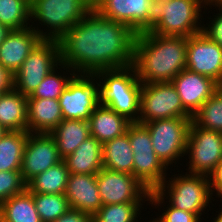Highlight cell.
I'll return each instance as SVG.
<instances>
[{
	"label": "cell",
	"instance_id": "9",
	"mask_svg": "<svg viewBox=\"0 0 222 222\" xmlns=\"http://www.w3.org/2000/svg\"><path fill=\"white\" fill-rule=\"evenodd\" d=\"M60 63L57 40L42 39L13 75V88L26 97L31 96L43 79Z\"/></svg>",
	"mask_w": 222,
	"mask_h": 222
},
{
	"label": "cell",
	"instance_id": "5",
	"mask_svg": "<svg viewBox=\"0 0 222 222\" xmlns=\"http://www.w3.org/2000/svg\"><path fill=\"white\" fill-rule=\"evenodd\" d=\"M90 10L91 8L84 0H32L30 22L33 25L30 26L42 39L58 40L81 21ZM36 21L39 22L37 26L34 23Z\"/></svg>",
	"mask_w": 222,
	"mask_h": 222
},
{
	"label": "cell",
	"instance_id": "36",
	"mask_svg": "<svg viewBox=\"0 0 222 222\" xmlns=\"http://www.w3.org/2000/svg\"><path fill=\"white\" fill-rule=\"evenodd\" d=\"M207 5H209V9L212 8V5L219 10L218 13L213 14V18L209 21V23L206 25L203 23L204 26H202V32L212 41L216 42L222 47V3L220 1H210L207 2Z\"/></svg>",
	"mask_w": 222,
	"mask_h": 222
},
{
	"label": "cell",
	"instance_id": "2",
	"mask_svg": "<svg viewBox=\"0 0 222 222\" xmlns=\"http://www.w3.org/2000/svg\"><path fill=\"white\" fill-rule=\"evenodd\" d=\"M187 37L142 32L136 35L133 66L142 83L171 82L186 68Z\"/></svg>",
	"mask_w": 222,
	"mask_h": 222
},
{
	"label": "cell",
	"instance_id": "13",
	"mask_svg": "<svg viewBox=\"0 0 222 222\" xmlns=\"http://www.w3.org/2000/svg\"><path fill=\"white\" fill-rule=\"evenodd\" d=\"M96 178L103 205L149 201L150 191L131 174L102 168Z\"/></svg>",
	"mask_w": 222,
	"mask_h": 222
},
{
	"label": "cell",
	"instance_id": "21",
	"mask_svg": "<svg viewBox=\"0 0 222 222\" xmlns=\"http://www.w3.org/2000/svg\"><path fill=\"white\" fill-rule=\"evenodd\" d=\"M102 150L103 144L90 135L63 161L70 174L96 175L103 168Z\"/></svg>",
	"mask_w": 222,
	"mask_h": 222
},
{
	"label": "cell",
	"instance_id": "27",
	"mask_svg": "<svg viewBox=\"0 0 222 222\" xmlns=\"http://www.w3.org/2000/svg\"><path fill=\"white\" fill-rule=\"evenodd\" d=\"M28 131H7L0 139V172L21 171Z\"/></svg>",
	"mask_w": 222,
	"mask_h": 222
},
{
	"label": "cell",
	"instance_id": "26",
	"mask_svg": "<svg viewBox=\"0 0 222 222\" xmlns=\"http://www.w3.org/2000/svg\"><path fill=\"white\" fill-rule=\"evenodd\" d=\"M1 217L2 222H42L27 188L1 204Z\"/></svg>",
	"mask_w": 222,
	"mask_h": 222
},
{
	"label": "cell",
	"instance_id": "19",
	"mask_svg": "<svg viewBox=\"0 0 222 222\" xmlns=\"http://www.w3.org/2000/svg\"><path fill=\"white\" fill-rule=\"evenodd\" d=\"M65 196L70 208L91 215L103 206L93 174H69Z\"/></svg>",
	"mask_w": 222,
	"mask_h": 222
},
{
	"label": "cell",
	"instance_id": "33",
	"mask_svg": "<svg viewBox=\"0 0 222 222\" xmlns=\"http://www.w3.org/2000/svg\"><path fill=\"white\" fill-rule=\"evenodd\" d=\"M32 195L42 222H54L70 208L65 194L32 193Z\"/></svg>",
	"mask_w": 222,
	"mask_h": 222
},
{
	"label": "cell",
	"instance_id": "24",
	"mask_svg": "<svg viewBox=\"0 0 222 222\" xmlns=\"http://www.w3.org/2000/svg\"><path fill=\"white\" fill-rule=\"evenodd\" d=\"M62 159L72 154L91 134L89 121L63 119L50 133Z\"/></svg>",
	"mask_w": 222,
	"mask_h": 222
},
{
	"label": "cell",
	"instance_id": "42",
	"mask_svg": "<svg viewBox=\"0 0 222 222\" xmlns=\"http://www.w3.org/2000/svg\"><path fill=\"white\" fill-rule=\"evenodd\" d=\"M220 201H222V199H220ZM220 211L221 212L220 213L218 212V215L216 217L212 218L214 220L212 222H222V207L220 208Z\"/></svg>",
	"mask_w": 222,
	"mask_h": 222
},
{
	"label": "cell",
	"instance_id": "18",
	"mask_svg": "<svg viewBox=\"0 0 222 222\" xmlns=\"http://www.w3.org/2000/svg\"><path fill=\"white\" fill-rule=\"evenodd\" d=\"M41 40L42 38L31 26L11 30L0 44V65L14 75Z\"/></svg>",
	"mask_w": 222,
	"mask_h": 222
},
{
	"label": "cell",
	"instance_id": "15",
	"mask_svg": "<svg viewBox=\"0 0 222 222\" xmlns=\"http://www.w3.org/2000/svg\"><path fill=\"white\" fill-rule=\"evenodd\" d=\"M186 68L222 85V47L203 32L187 37Z\"/></svg>",
	"mask_w": 222,
	"mask_h": 222
},
{
	"label": "cell",
	"instance_id": "23",
	"mask_svg": "<svg viewBox=\"0 0 222 222\" xmlns=\"http://www.w3.org/2000/svg\"><path fill=\"white\" fill-rule=\"evenodd\" d=\"M0 125L7 131H27V97L14 88L0 94Z\"/></svg>",
	"mask_w": 222,
	"mask_h": 222
},
{
	"label": "cell",
	"instance_id": "31",
	"mask_svg": "<svg viewBox=\"0 0 222 222\" xmlns=\"http://www.w3.org/2000/svg\"><path fill=\"white\" fill-rule=\"evenodd\" d=\"M0 24L10 30L29 27L30 2L28 0H0Z\"/></svg>",
	"mask_w": 222,
	"mask_h": 222
},
{
	"label": "cell",
	"instance_id": "4",
	"mask_svg": "<svg viewBox=\"0 0 222 222\" xmlns=\"http://www.w3.org/2000/svg\"><path fill=\"white\" fill-rule=\"evenodd\" d=\"M207 6L206 0H154L153 25L148 32L185 37L198 34L203 26L201 12L203 7L207 12Z\"/></svg>",
	"mask_w": 222,
	"mask_h": 222
},
{
	"label": "cell",
	"instance_id": "39",
	"mask_svg": "<svg viewBox=\"0 0 222 222\" xmlns=\"http://www.w3.org/2000/svg\"><path fill=\"white\" fill-rule=\"evenodd\" d=\"M13 88V75L0 65V91H9Z\"/></svg>",
	"mask_w": 222,
	"mask_h": 222
},
{
	"label": "cell",
	"instance_id": "7",
	"mask_svg": "<svg viewBox=\"0 0 222 222\" xmlns=\"http://www.w3.org/2000/svg\"><path fill=\"white\" fill-rule=\"evenodd\" d=\"M126 133L134 154V177L150 192L155 191L166 179L168 168L154 152L149 130L144 124L133 122Z\"/></svg>",
	"mask_w": 222,
	"mask_h": 222
},
{
	"label": "cell",
	"instance_id": "22",
	"mask_svg": "<svg viewBox=\"0 0 222 222\" xmlns=\"http://www.w3.org/2000/svg\"><path fill=\"white\" fill-rule=\"evenodd\" d=\"M131 123L114 110L99 105L89 118L90 134L104 144L106 141L125 134Z\"/></svg>",
	"mask_w": 222,
	"mask_h": 222
},
{
	"label": "cell",
	"instance_id": "38",
	"mask_svg": "<svg viewBox=\"0 0 222 222\" xmlns=\"http://www.w3.org/2000/svg\"><path fill=\"white\" fill-rule=\"evenodd\" d=\"M208 178H209L210 187H211L213 196H216L222 199V160L217 164L214 170L208 175Z\"/></svg>",
	"mask_w": 222,
	"mask_h": 222
},
{
	"label": "cell",
	"instance_id": "35",
	"mask_svg": "<svg viewBox=\"0 0 222 222\" xmlns=\"http://www.w3.org/2000/svg\"><path fill=\"white\" fill-rule=\"evenodd\" d=\"M27 188L23 181L21 171L0 172V204L8 198L22 193Z\"/></svg>",
	"mask_w": 222,
	"mask_h": 222
},
{
	"label": "cell",
	"instance_id": "40",
	"mask_svg": "<svg viewBox=\"0 0 222 222\" xmlns=\"http://www.w3.org/2000/svg\"><path fill=\"white\" fill-rule=\"evenodd\" d=\"M10 31L11 30L7 26L0 24V44L4 41Z\"/></svg>",
	"mask_w": 222,
	"mask_h": 222
},
{
	"label": "cell",
	"instance_id": "25",
	"mask_svg": "<svg viewBox=\"0 0 222 222\" xmlns=\"http://www.w3.org/2000/svg\"><path fill=\"white\" fill-rule=\"evenodd\" d=\"M102 153L103 168L134 176V154L127 133L106 141Z\"/></svg>",
	"mask_w": 222,
	"mask_h": 222
},
{
	"label": "cell",
	"instance_id": "12",
	"mask_svg": "<svg viewBox=\"0 0 222 222\" xmlns=\"http://www.w3.org/2000/svg\"><path fill=\"white\" fill-rule=\"evenodd\" d=\"M185 154L189 159L188 173L208 176L222 160V133L203 129L191 121Z\"/></svg>",
	"mask_w": 222,
	"mask_h": 222
},
{
	"label": "cell",
	"instance_id": "17",
	"mask_svg": "<svg viewBox=\"0 0 222 222\" xmlns=\"http://www.w3.org/2000/svg\"><path fill=\"white\" fill-rule=\"evenodd\" d=\"M183 107L193 116L220 87L211 78L185 68L172 79Z\"/></svg>",
	"mask_w": 222,
	"mask_h": 222
},
{
	"label": "cell",
	"instance_id": "37",
	"mask_svg": "<svg viewBox=\"0 0 222 222\" xmlns=\"http://www.w3.org/2000/svg\"><path fill=\"white\" fill-rule=\"evenodd\" d=\"M54 222H93V215L69 208Z\"/></svg>",
	"mask_w": 222,
	"mask_h": 222
},
{
	"label": "cell",
	"instance_id": "29",
	"mask_svg": "<svg viewBox=\"0 0 222 222\" xmlns=\"http://www.w3.org/2000/svg\"><path fill=\"white\" fill-rule=\"evenodd\" d=\"M57 69H59V72H57ZM67 71L70 75H68L69 73ZM75 74L76 72L68 65L60 63L43 79L33 94L27 98L59 99L63 91L66 89L68 82Z\"/></svg>",
	"mask_w": 222,
	"mask_h": 222
},
{
	"label": "cell",
	"instance_id": "30",
	"mask_svg": "<svg viewBox=\"0 0 222 222\" xmlns=\"http://www.w3.org/2000/svg\"><path fill=\"white\" fill-rule=\"evenodd\" d=\"M192 121L206 130L222 133V88L219 87L214 94L203 103L193 115Z\"/></svg>",
	"mask_w": 222,
	"mask_h": 222
},
{
	"label": "cell",
	"instance_id": "6",
	"mask_svg": "<svg viewBox=\"0 0 222 222\" xmlns=\"http://www.w3.org/2000/svg\"><path fill=\"white\" fill-rule=\"evenodd\" d=\"M185 173L174 174L169 180L166 177L155 191L161 197H166L169 205L195 213L202 220L201 215L205 213V209L211 207L209 203L213 204L209 178L206 175Z\"/></svg>",
	"mask_w": 222,
	"mask_h": 222
},
{
	"label": "cell",
	"instance_id": "1",
	"mask_svg": "<svg viewBox=\"0 0 222 222\" xmlns=\"http://www.w3.org/2000/svg\"><path fill=\"white\" fill-rule=\"evenodd\" d=\"M136 35L125 24L106 19L91 9L57 40L60 61L77 74L131 66Z\"/></svg>",
	"mask_w": 222,
	"mask_h": 222
},
{
	"label": "cell",
	"instance_id": "11",
	"mask_svg": "<svg viewBox=\"0 0 222 222\" xmlns=\"http://www.w3.org/2000/svg\"><path fill=\"white\" fill-rule=\"evenodd\" d=\"M63 119L89 121L100 105L99 83L95 74H75L58 99Z\"/></svg>",
	"mask_w": 222,
	"mask_h": 222
},
{
	"label": "cell",
	"instance_id": "14",
	"mask_svg": "<svg viewBox=\"0 0 222 222\" xmlns=\"http://www.w3.org/2000/svg\"><path fill=\"white\" fill-rule=\"evenodd\" d=\"M95 10L106 19L130 27L136 34L153 25L154 0H102Z\"/></svg>",
	"mask_w": 222,
	"mask_h": 222
},
{
	"label": "cell",
	"instance_id": "16",
	"mask_svg": "<svg viewBox=\"0 0 222 222\" xmlns=\"http://www.w3.org/2000/svg\"><path fill=\"white\" fill-rule=\"evenodd\" d=\"M62 160L56 141L50 133L28 132L21 166L23 181L27 184L35 176Z\"/></svg>",
	"mask_w": 222,
	"mask_h": 222
},
{
	"label": "cell",
	"instance_id": "45",
	"mask_svg": "<svg viewBox=\"0 0 222 222\" xmlns=\"http://www.w3.org/2000/svg\"><path fill=\"white\" fill-rule=\"evenodd\" d=\"M207 2H210V1H220V0H206Z\"/></svg>",
	"mask_w": 222,
	"mask_h": 222
},
{
	"label": "cell",
	"instance_id": "44",
	"mask_svg": "<svg viewBox=\"0 0 222 222\" xmlns=\"http://www.w3.org/2000/svg\"><path fill=\"white\" fill-rule=\"evenodd\" d=\"M0 222H2V217H1V204H0Z\"/></svg>",
	"mask_w": 222,
	"mask_h": 222
},
{
	"label": "cell",
	"instance_id": "8",
	"mask_svg": "<svg viewBox=\"0 0 222 222\" xmlns=\"http://www.w3.org/2000/svg\"><path fill=\"white\" fill-rule=\"evenodd\" d=\"M191 121L192 117H174L144 123L149 130L154 152L168 169L186 155Z\"/></svg>",
	"mask_w": 222,
	"mask_h": 222
},
{
	"label": "cell",
	"instance_id": "41",
	"mask_svg": "<svg viewBox=\"0 0 222 222\" xmlns=\"http://www.w3.org/2000/svg\"><path fill=\"white\" fill-rule=\"evenodd\" d=\"M91 9H95L102 0H84Z\"/></svg>",
	"mask_w": 222,
	"mask_h": 222
},
{
	"label": "cell",
	"instance_id": "28",
	"mask_svg": "<svg viewBox=\"0 0 222 222\" xmlns=\"http://www.w3.org/2000/svg\"><path fill=\"white\" fill-rule=\"evenodd\" d=\"M69 170L62 160L53 167L35 176L27 183L31 193L65 194Z\"/></svg>",
	"mask_w": 222,
	"mask_h": 222
},
{
	"label": "cell",
	"instance_id": "20",
	"mask_svg": "<svg viewBox=\"0 0 222 222\" xmlns=\"http://www.w3.org/2000/svg\"><path fill=\"white\" fill-rule=\"evenodd\" d=\"M63 120L58 99L27 98V131L51 133Z\"/></svg>",
	"mask_w": 222,
	"mask_h": 222
},
{
	"label": "cell",
	"instance_id": "34",
	"mask_svg": "<svg viewBox=\"0 0 222 222\" xmlns=\"http://www.w3.org/2000/svg\"><path fill=\"white\" fill-rule=\"evenodd\" d=\"M149 203L147 204L149 205H153L155 206V208H159L161 209L162 206L165 209L163 210V213L161 212L162 215H160L157 218L152 219L151 222H201L202 220L195 214L192 212H187L185 210H180L177 209L171 205H166L168 202H165V199L163 197H161L156 191H151L149 193V201L146 202ZM162 205V206H161ZM157 206V207H156Z\"/></svg>",
	"mask_w": 222,
	"mask_h": 222
},
{
	"label": "cell",
	"instance_id": "3",
	"mask_svg": "<svg viewBox=\"0 0 222 222\" xmlns=\"http://www.w3.org/2000/svg\"><path fill=\"white\" fill-rule=\"evenodd\" d=\"M95 76L99 79L100 105L114 110L132 123L138 122L142 82L135 67L101 70Z\"/></svg>",
	"mask_w": 222,
	"mask_h": 222
},
{
	"label": "cell",
	"instance_id": "43",
	"mask_svg": "<svg viewBox=\"0 0 222 222\" xmlns=\"http://www.w3.org/2000/svg\"><path fill=\"white\" fill-rule=\"evenodd\" d=\"M6 132L7 130L0 125V139L5 135Z\"/></svg>",
	"mask_w": 222,
	"mask_h": 222
},
{
	"label": "cell",
	"instance_id": "10",
	"mask_svg": "<svg viewBox=\"0 0 222 222\" xmlns=\"http://www.w3.org/2000/svg\"><path fill=\"white\" fill-rule=\"evenodd\" d=\"M174 117H193L184 107L172 82L142 83L137 123Z\"/></svg>",
	"mask_w": 222,
	"mask_h": 222
},
{
	"label": "cell",
	"instance_id": "32",
	"mask_svg": "<svg viewBox=\"0 0 222 222\" xmlns=\"http://www.w3.org/2000/svg\"><path fill=\"white\" fill-rule=\"evenodd\" d=\"M144 203H120L103 205L94 215L93 222H139ZM137 218V219H136Z\"/></svg>",
	"mask_w": 222,
	"mask_h": 222
}]
</instances>
